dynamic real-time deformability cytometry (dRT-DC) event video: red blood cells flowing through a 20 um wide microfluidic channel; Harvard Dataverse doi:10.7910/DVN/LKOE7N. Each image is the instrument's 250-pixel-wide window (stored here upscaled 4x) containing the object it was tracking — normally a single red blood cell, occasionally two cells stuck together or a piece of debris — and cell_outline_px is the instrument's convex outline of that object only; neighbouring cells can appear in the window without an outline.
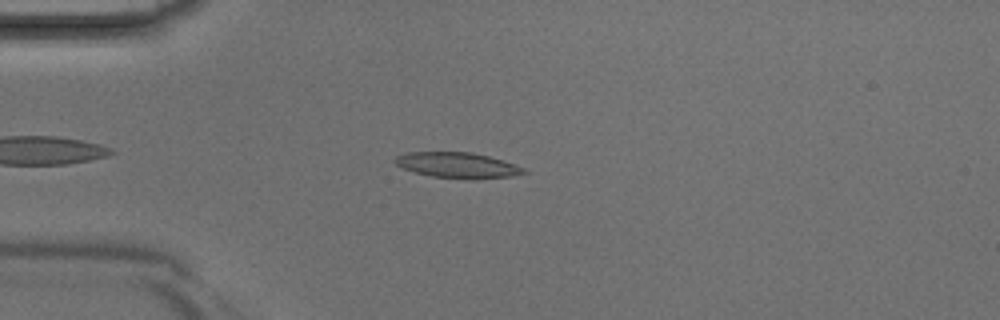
{"species": "Egyptian fruit bat (a non-hibernating species)", "species_latin": "Rousettus aegyptiacus", "temperature_condition": "room temperature", "stored_images_in_passage": 18, "camera_frame_rate_fps": 3000, "um_per_image_px": 0.085, "animal": {"sex": "male"}, "frame": {"image": 1, "passage_image": 5, "time_ms": 1.333, "image_size_px": [1000, 320], "cell_outline_px": [[528, 172], [512, 176], [476, 180], [432, 176], [416, 172], [404, 168], [396, 164], [392, 160], [396, 156], [408, 152], [472, 152], [488, 156], [524, 168]], "centroid_in_image_um": [38.88, 14.05], "position_along_channel_um": 46.1, "area_um2": 19.07}}
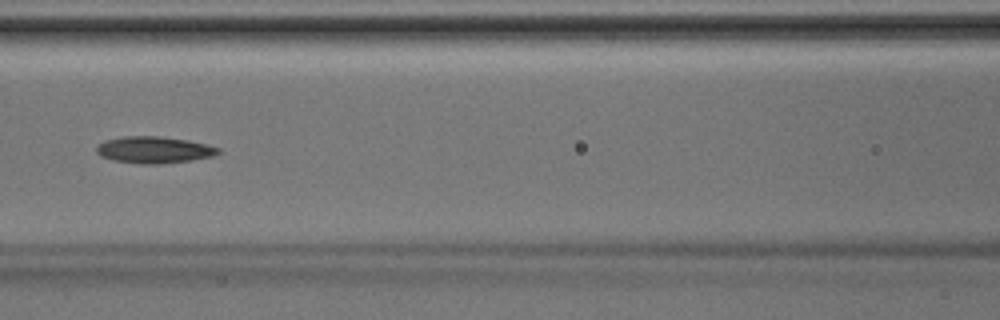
{"frame": {"image": 2, "passage_image": 13, "time_ms": 4.0, "image_size_px": [1000, 320], "cell_outline_px": [[220, 152], [212, 156], [192, 160], [156, 164], [144, 164], [112, 160], [100, 156], [96, 152], [96, 148], [104, 140], [124, 136], [160, 136], [188, 140], [208, 144], [220, 148]], "centroid_in_image_um": [13.09, 12.73], "position_along_channel_um": 153.5, "area_um2": 18.96}}
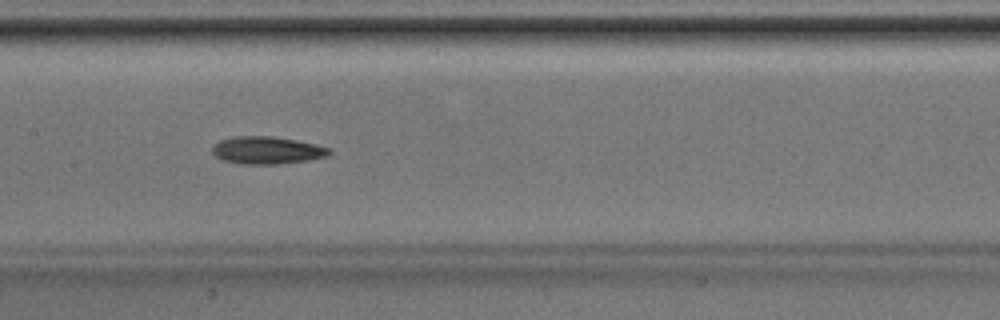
{"frame": {"image": 3, "passage_image": 15, "time_ms": 4.667, "image_size_px": [1000, 320], "cell_outline_px": [[332, 152], [328, 156], [308, 160], [276, 164], [240, 164], [224, 160], [216, 156], [212, 152], [212, 144], [220, 140], [232, 136], [272, 136], [296, 140], [316, 144], [332, 148]], "centroid_in_image_um": [22.7, 12.76], "position_along_channel_um": 184.7, "area_um2": 18.9}}